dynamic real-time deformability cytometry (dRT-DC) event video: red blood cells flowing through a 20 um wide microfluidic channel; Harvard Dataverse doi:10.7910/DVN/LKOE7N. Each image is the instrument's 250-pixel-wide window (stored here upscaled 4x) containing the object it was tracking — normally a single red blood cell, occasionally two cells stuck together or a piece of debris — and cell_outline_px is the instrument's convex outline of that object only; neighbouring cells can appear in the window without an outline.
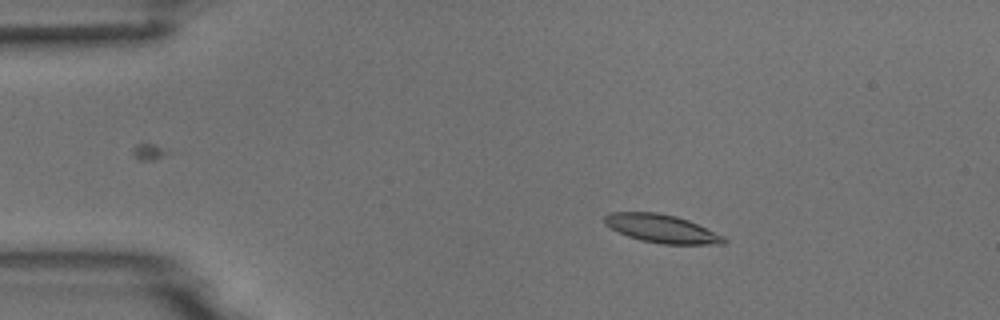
{"species": "common noctule bat (a hibernating species)", "species_latin": "Nyctalus noctula", "temperature_condition": "room temperature", "stored_images_in_passage": 5, "camera_frame_rate_fps": 3000, "um_per_image_px": 0.085, "animal": {"sex": "male", "body_mass_g": 18.8}, "frame": {"image": 1, "passage_image": 2, "time_ms": 1.333, "image_size_px": [1000, 320], "cell_outline_px": [[728, 240], [724, 244], [664, 244], [640, 240], [628, 236], [604, 224], [604, 216], [612, 212], [656, 212], [676, 216], [688, 220], [724, 236]], "centroid_in_image_um": [56.25, 19.43], "position_along_channel_um": 28.7, "area_um2": 19.48}}
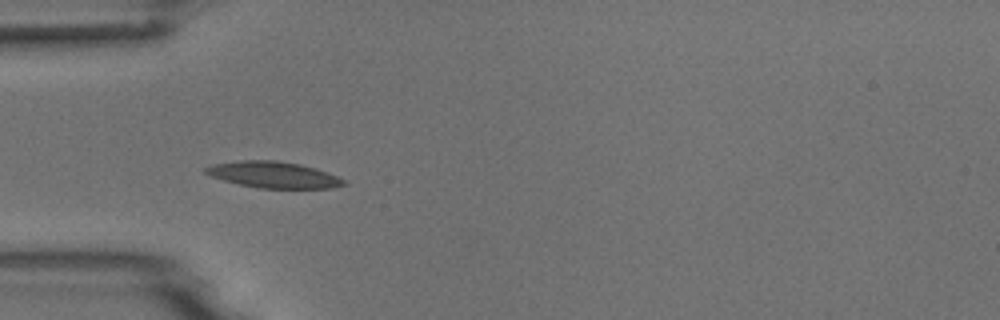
{"frame": {"image": 2, "passage_image": 4, "time_ms": 3.667, "image_size_px": [1000, 320], "cell_outline_px": [[348, 184], [332, 188], [260, 188], [240, 184], [224, 180], [212, 176], [204, 172], [204, 168], [212, 164], [240, 160], [276, 160], [300, 164], [316, 168], [328, 172], [344, 180]], "centroid_in_image_um": [23.26, 14.85], "position_along_channel_um": 61.7, "area_um2": 21.1}}